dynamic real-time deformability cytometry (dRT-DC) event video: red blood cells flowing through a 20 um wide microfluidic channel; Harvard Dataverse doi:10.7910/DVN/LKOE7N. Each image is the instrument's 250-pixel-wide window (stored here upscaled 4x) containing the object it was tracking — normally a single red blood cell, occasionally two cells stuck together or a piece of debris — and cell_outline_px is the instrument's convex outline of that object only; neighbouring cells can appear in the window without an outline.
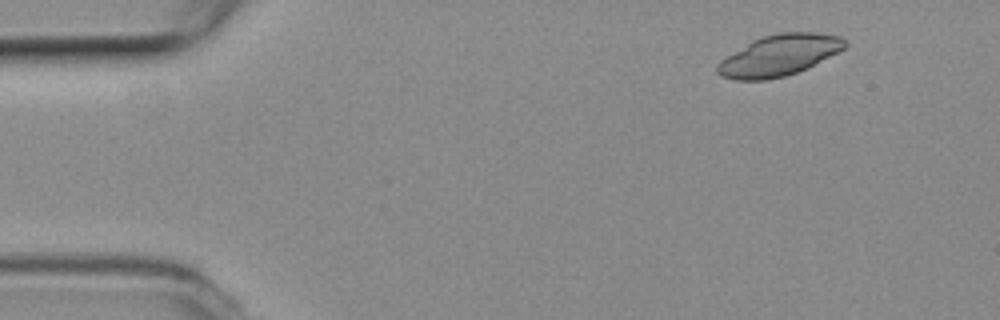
{"species": "common noctule bat (a hibernating species)", "species_latin": "Nyctalus noctula", "temperature_condition": "room temperature", "stored_images_in_passage": 6, "camera_frame_rate_fps": 3000, "um_per_image_px": 0.085, "animal": {"sex": "female", "body_mass_g": 19.3, "forearm_length_mm": 54.1}, "frame": {"image": 1, "passage_image": 2, "time_ms": 0.333, "image_size_px": [1000, 320], "cell_outline_px": [[848, 44], [844, 48], [808, 68], [784, 76], [768, 80], [736, 80], [720, 76], [716, 72], [716, 64], [720, 60], [752, 40], [764, 36], [780, 32], [816, 32], [840, 36]], "centroid_in_image_um": [66.19, 4.71], "position_along_channel_um": 18.8, "area_um2": 30.46}}